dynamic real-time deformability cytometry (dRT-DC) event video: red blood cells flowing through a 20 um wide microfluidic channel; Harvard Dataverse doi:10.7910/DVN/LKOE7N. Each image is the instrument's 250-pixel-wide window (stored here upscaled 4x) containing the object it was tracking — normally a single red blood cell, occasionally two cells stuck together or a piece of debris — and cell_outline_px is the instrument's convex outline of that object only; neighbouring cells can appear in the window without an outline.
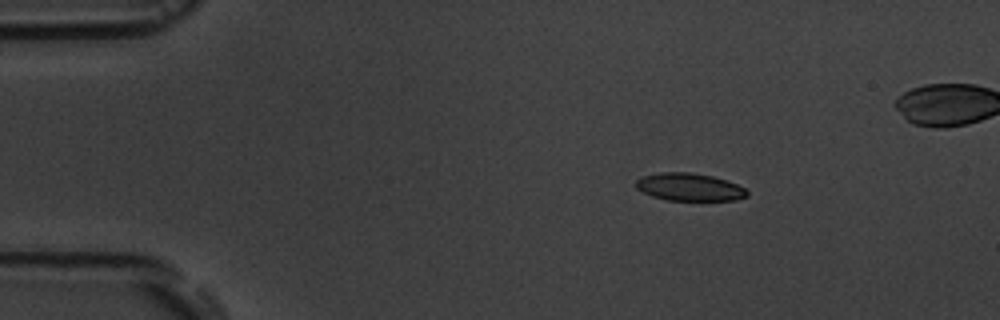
{"species": "common noctule bat (a hibernating species)", "species_latin": "Nyctalus noctula", "temperature_condition": "room temperature", "stored_images_in_passage": 4, "camera_frame_rate_fps": 3000, "um_per_image_px": 0.085, "animal": {"sex": "male", "body_mass_g": 19.5, "forearm_length_mm": 54.6}, "frame": {"image": 1, "passage_image": 1, "time_ms": 0.0, "image_size_px": [1000, 320], "cell_outline_px": [[748, 196], [736, 200], [668, 200], [652, 196], [636, 188], [636, 180], [644, 176], [660, 172], [688, 172], [712, 176], [728, 180], [744, 188], [748, 192]], "centroid_in_image_um": [58.62, 15.9], "position_along_channel_um": 26.4, "area_um2": 17.8}}